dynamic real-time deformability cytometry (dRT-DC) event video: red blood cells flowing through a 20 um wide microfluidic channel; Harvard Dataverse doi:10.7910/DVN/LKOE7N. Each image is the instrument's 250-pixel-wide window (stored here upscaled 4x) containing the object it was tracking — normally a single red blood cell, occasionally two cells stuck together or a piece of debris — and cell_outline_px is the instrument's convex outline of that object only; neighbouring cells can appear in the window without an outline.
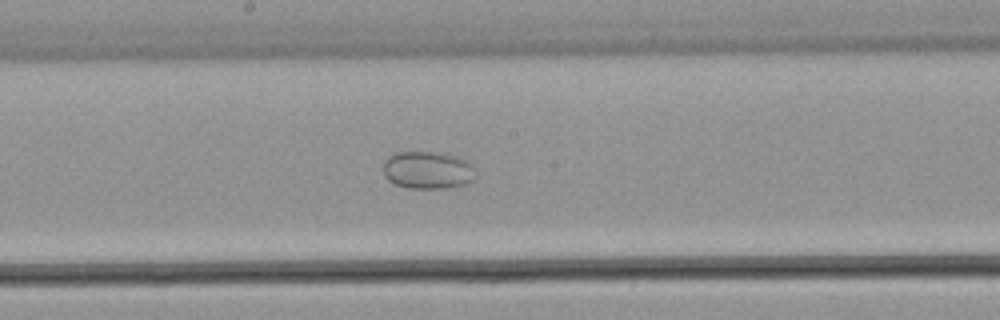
{"species": "common noctule bat (a hibernating species)", "species_latin": "Nyctalus noctula", "temperature_condition": "warm", "stored_images_in_passage": 35, "camera_frame_rate_fps": 3000, "um_per_image_px": 0.085, "animal": {"sex": "male", "body_mass_g": 21.5, "forearm_length_mm": 52.0}, "frame": {"image": 1, "passage_image": 13, "time_ms": 4.0, "image_size_px": [1000, 320], "cell_outline_px": [[476, 176], [472, 180], [464, 184], [444, 188], [408, 188], [396, 184], [388, 180], [384, 176], [384, 160], [388, 156], [396, 152], [440, 152], [460, 156], [468, 160], [476, 168]], "centroid_in_image_um": [36.39, 14.44], "position_along_channel_um": 211.8, "area_um2": 20.58}}
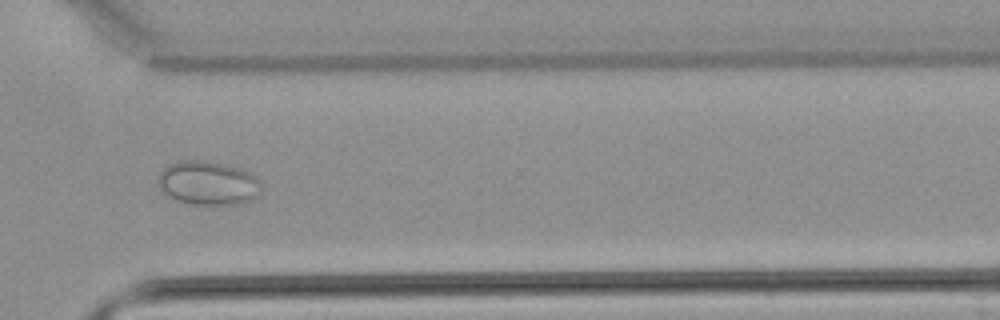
{"frame": {"image": 2, "passage_image": 22, "time_ms": 7.0, "image_size_px": [1000, 320], "cell_outline_px": [[260, 192], [252, 200], [240, 204], [192, 204], [176, 200], [160, 192], [160, 172], [168, 164], [180, 160], [208, 160], [240, 168], [256, 176], [260, 180]], "centroid_in_image_um": [17.69, 15.55], "position_along_channel_um": 352.9, "area_um2": 26.53}}
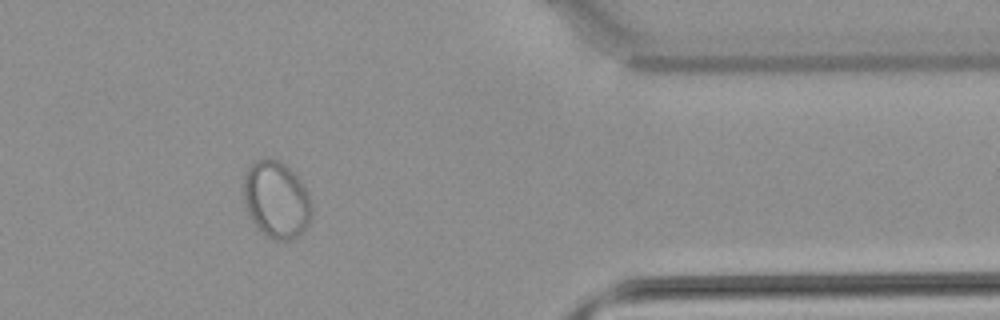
{"frame": {"image": 3, "passage_image": 26, "time_ms": 8.333, "image_size_px": [1000, 320], "cell_outline_px": [[312, 220], [304, 232], [292, 240], [276, 240], [268, 236], [248, 216], [244, 204], [244, 176], [248, 168], [256, 160], [276, 160], [284, 164], [300, 180], [308, 192], [312, 204]], "centroid_in_image_um": [23.52, 17.01], "position_along_channel_um": 387.9, "area_um2": 30.46}}